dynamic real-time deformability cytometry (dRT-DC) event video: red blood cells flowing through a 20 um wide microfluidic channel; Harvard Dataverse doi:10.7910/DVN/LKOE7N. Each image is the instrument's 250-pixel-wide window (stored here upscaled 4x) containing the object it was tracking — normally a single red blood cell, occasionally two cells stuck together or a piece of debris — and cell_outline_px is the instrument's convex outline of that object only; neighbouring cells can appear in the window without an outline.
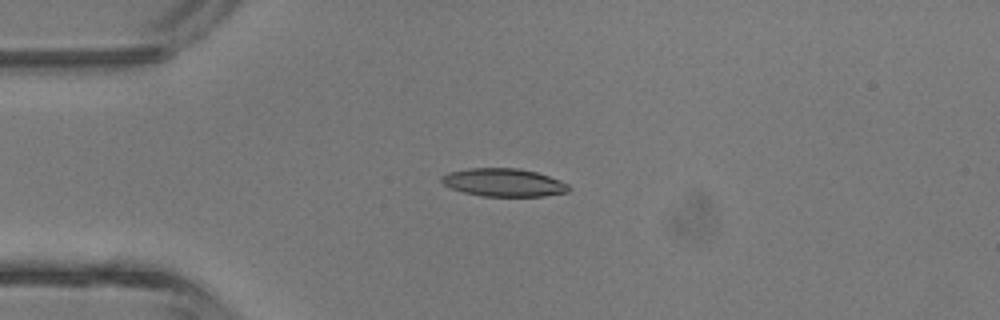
{"species": "common noctule bat (a hibernating species)", "species_latin": "Nyctalus noctula", "temperature_condition": "room temperature", "stored_images_in_passage": 2, "camera_frame_rate_fps": 3000, "um_per_image_px": 0.085, "animal": {"sex": "male", "body_mass_g": 13.3}, "frame": {"image": 1, "passage_image": 1, "time_ms": 0.0, "image_size_px": [1000, 320], "cell_outline_px": [[572, 188], [568, 192], [544, 196], [480, 196], [464, 192], [452, 188], [444, 184], [440, 180], [440, 176], [448, 172], [468, 168], [520, 168], [536, 172], [560, 180], [568, 184]], "centroid_in_image_um": [42.82, 15.51], "position_along_channel_um": 42.2, "area_um2": 20.87}}